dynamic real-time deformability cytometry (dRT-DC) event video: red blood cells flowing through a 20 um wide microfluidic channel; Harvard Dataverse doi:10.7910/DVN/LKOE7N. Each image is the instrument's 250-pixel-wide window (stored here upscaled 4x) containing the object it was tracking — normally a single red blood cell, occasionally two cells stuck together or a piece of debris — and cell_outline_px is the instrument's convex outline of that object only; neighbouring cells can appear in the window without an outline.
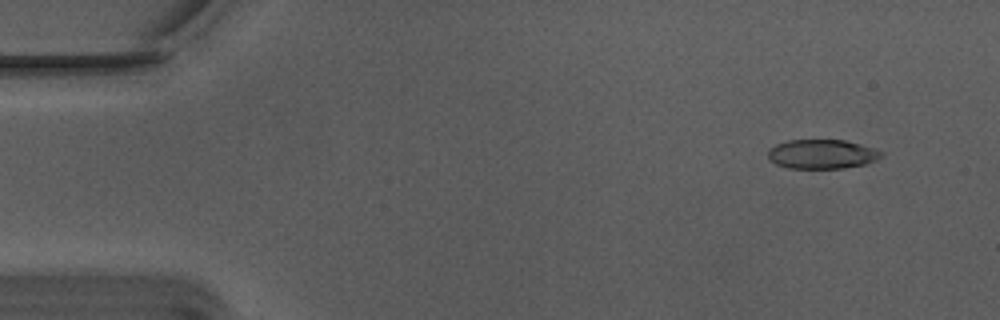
{"species": "Egyptian fruit bat (a non-hibernating species)", "species_latin": "Rousettus aegyptiacus", "temperature_condition": "warm", "stored_images_in_passage": 52, "camera_frame_rate_fps": 3000, "um_per_image_px": 0.085, "animal": {"sex": "male"}, "frame": {"image": 1, "passage_image": 2, "time_ms": 0.333, "image_size_px": [1000, 320], "cell_outline_px": [[884, 152], [876, 160], [864, 164], [844, 168], [788, 168], [776, 164], [768, 156], [768, 152], [776, 144], [788, 140], [844, 140], [860, 144]], "centroid_in_image_um": [69.87, 13.1], "position_along_channel_um": 15.1, "area_um2": 19.07}}
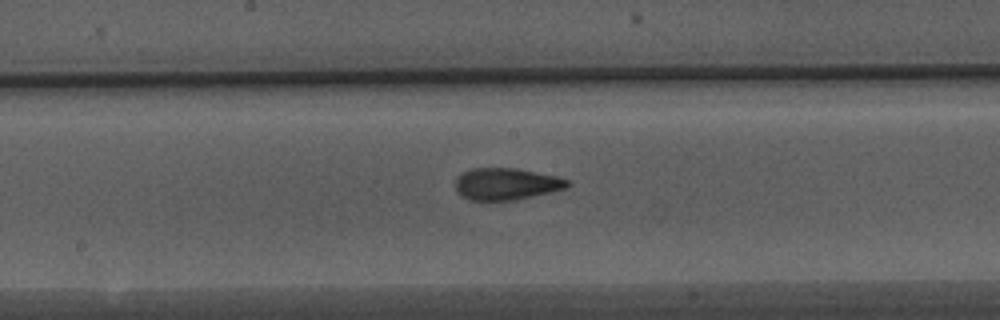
{"frame": {"image": 2, "passage_image": 26, "time_ms": 8.333, "image_size_px": [1000, 320], "cell_outline_px": [[572, 184], [568, 188], [512, 200], [468, 200], [460, 196], [456, 192], [456, 176], [472, 168], [516, 168], [556, 176], [568, 180]], "centroid_in_image_um": [43.01, 15.63], "position_along_channel_um": 205.2, "area_um2": 20.81}}
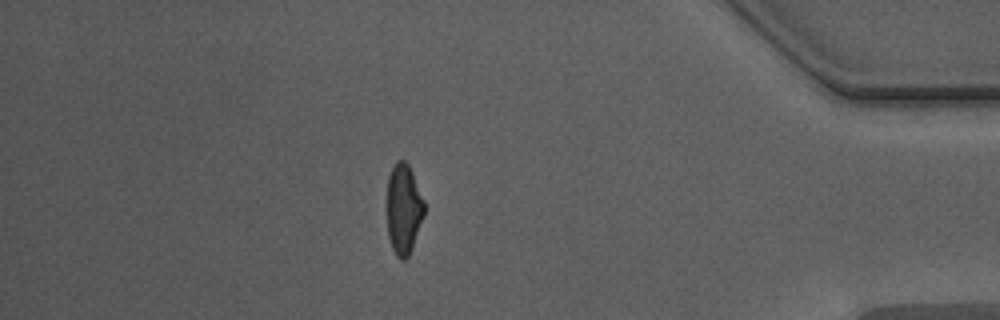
{"frame": {"image": 3, "passage_image": 45, "time_ms": 14.667, "image_size_px": [1000, 320], "cell_outline_px": [[424, 216], [412, 248], [408, 256], [404, 260], [400, 260], [396, 256], [392, 248], [388, 236], [388, 176], [396, 160], [404, 160], [408, 164], [412, 172], [424, 200]], "centroid_in_image_um": [34.32, 17.78], "position_along_channel_um": 400.9, "area_um2": 19.48}, "authors_computed_cell_mechanics": {"area_um2": 20.3745, "velocity_mm_per_s": 3.7677, "shape_relaxation_time_tau1_ms": 5.1832, "shape_relaxation_time_tau2_ms": 1.5073, "deformation_change_tau1": 0.2091, "deformation_change_tau2": 0.101}}